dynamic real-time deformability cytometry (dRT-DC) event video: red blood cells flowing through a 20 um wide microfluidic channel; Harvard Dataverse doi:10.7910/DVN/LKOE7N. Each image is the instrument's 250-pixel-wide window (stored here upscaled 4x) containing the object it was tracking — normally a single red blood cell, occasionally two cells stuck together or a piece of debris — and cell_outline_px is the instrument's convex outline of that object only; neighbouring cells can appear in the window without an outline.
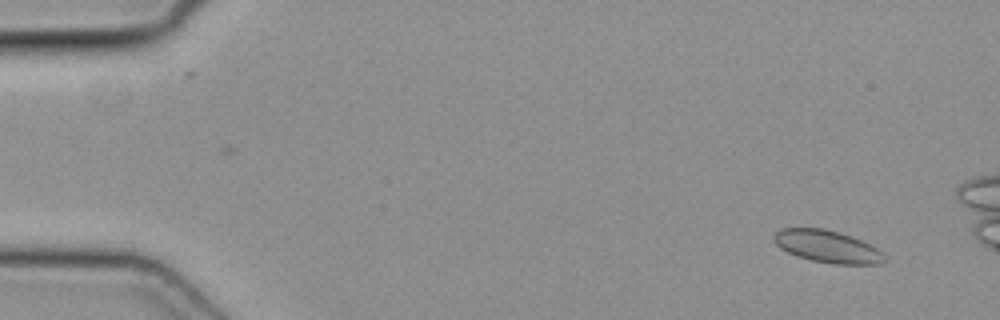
{"species": "common noctule bat (a hibernating species)", "species_latin": "Nyctalus noctula", "temperature_condition": "cold", "stored_images_in_passage": 49, "camera_frame_rate_fps": 3000, "um_per_image_px": 0.085, "animal": {"sex": "female", "body_mass_g": 19.3, "forearm_length_mm": 54.1}, "frame": {"image": 1, "passage_image": 5, "time_ms": 1.333, "image_size_px": [1000, 320], "cell_outline_px": [[888, 260], [880, 264], [832, 264], [812, 260], [796, 256], [780, 248], [772, 240], [772, 236], [780, 228], [824, 228], [840, 232], [852, 236], [884, 252]], "centroid_in_image_um": [70.33, 20.95], "position_along_channel_um": 14.7, "area_um2": 21.04}}
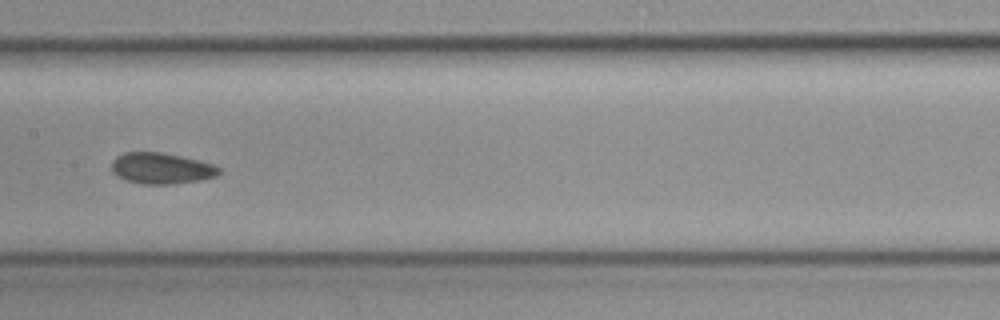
{"frame": {"image": 2, "passage_image": 27, "time_ms": 8.667, "image_size_px": [1000, 320], "cell_outline_px": [[220, 172], [216, 176], [200, 180], [168, 184], [144, 184], [124, 180], [116, 176], [112, 172], [112, 160], [116, 156], [124, 152], [160, 152], [180, 156], [212, 164], [220, 168]], "centroid_in_image_um": [13.66, 14.31], "position_along_channel_um": 193.7, "area_um2": 19.36}}
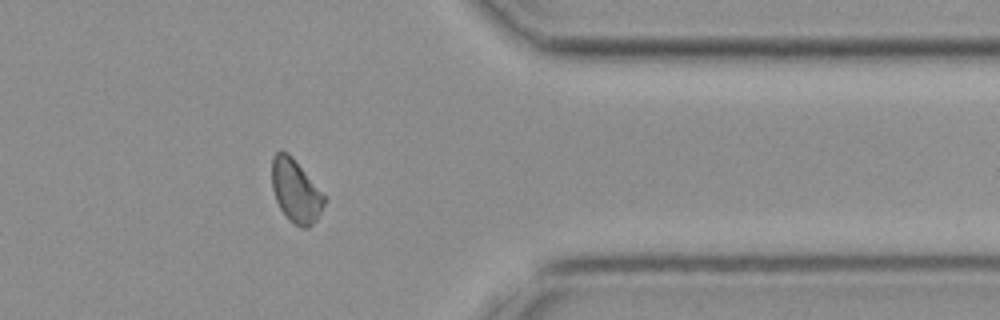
{"frame": {"image": 3, "passage_image": 42, "time_ms": 13.667, "image_size_px": [1000, 320], "cell_outline_px": [[328, 196], [316, 220], [308, 228], [300, 228], [292, 224], [288, 220], [280, 208], [276, 200], [272, 188], [272, 156], [276, 152], [288, 152], [292, 156]], "centroid_in_image_um": [25.16, 16.24], "position_along_channel_um": 386.2, "area_um2": 19.65}}